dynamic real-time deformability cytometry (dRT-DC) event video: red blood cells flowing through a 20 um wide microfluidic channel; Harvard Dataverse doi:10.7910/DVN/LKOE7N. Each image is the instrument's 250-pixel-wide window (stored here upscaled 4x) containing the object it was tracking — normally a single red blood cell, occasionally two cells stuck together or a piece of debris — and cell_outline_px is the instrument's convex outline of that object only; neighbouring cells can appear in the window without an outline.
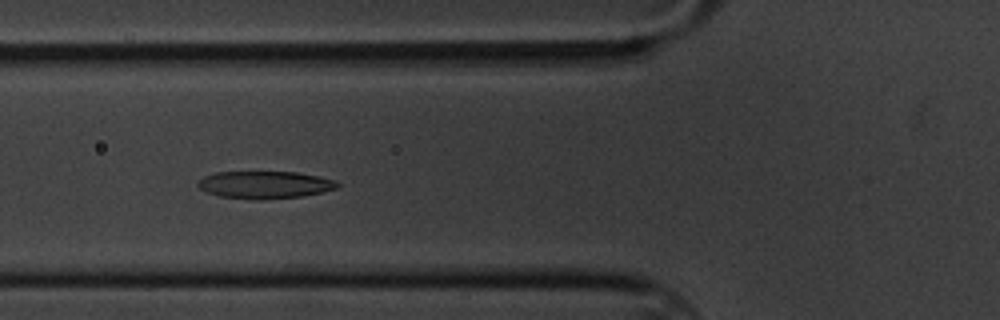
{"species": "common noctule bat (a hibernating species)", "species_latin": "Nyctalus noctula", "temperature_condition": "cold", "stored_images_in_passage": 34, "camera_frame_rate_fps": 3000, "um_per_image_px": 0.085, "animal": {"sex": "male", "body_mass_g": 20.1, "forearm_length_mm": 53.5}, "frame": {"image": 1, "passage_image": 6, "time_ms": 1.667, "image_size_px": [1000, 320], "cell_outline_px": [[340, 184], [336, 188], [320, 192], [300, 196], [260, 200], [252, 200], [220, 196], [208, 192], [200, 188], [196, 184], [204, 176], [216, 172], [296, 172], [320, 176], [336, 180]], "centroid_in_image_um": [22.51, 15.7], "position_along_channel_um": 103.3, "area_um2": 22.2}}
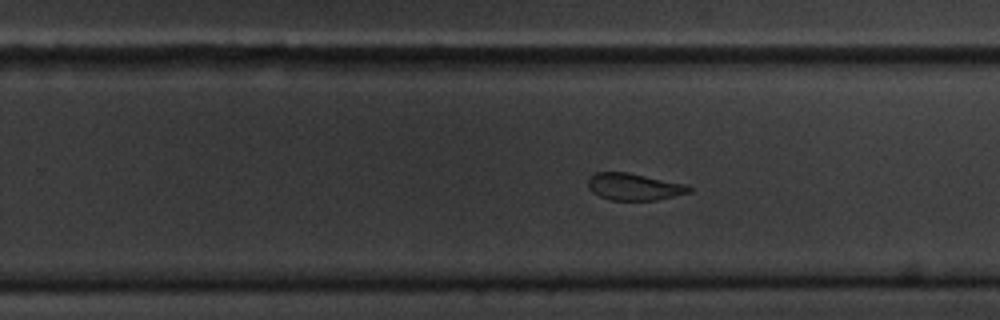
{"frame": {"image": 2, "passage_image": 17, "time_ms": 5.333, "image_size_px": [1000, 320], "cell_outline_px": [[692, 192], [656, 200], [612, 200], [600, 196], [592, 192], [588, 188], [588, 176], [596, 172], [628, 172], [688, 184], [692, 188]], "centroid_in_image_um": [53.91, 15.86], "position_along_channel_um": 275.9, "area_um2": 16.07}}
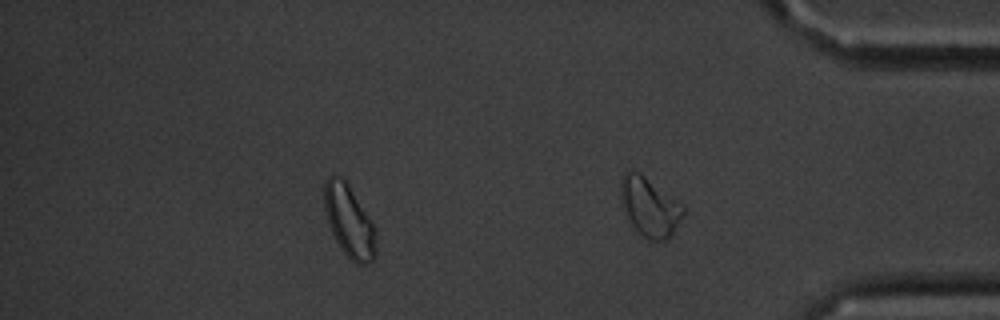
{"frame": {"image": 3, "passage_image": 27, "time_ms": 8.667, "image_size_px": [1000, 320], "cell_outline_px": [[376, 252], [372, 260], [368, 264], [356, 264], [340, 248], [328, 224], [324, 208], [324, 184], [328, 176], [336, 176], [344, 180], [348, 184], [372, 220], [376, 248]], "centroid_in_image_um": [29.66, 18.8], "position_along_channel_um": 405.5, "area_um2": 21.44}, "authors_computed_cell_mechanics": {"area_um2": 21.8484, "velocity_mm_per_s": 3.3938, "shape_relaxation_time_tau1_ms": 4.0083, "shape_relaxation_time_tau2_ms": 2.9047, "deformation_change_tau1": 0.1724, "deformation_change_tau2": 0.1091}}